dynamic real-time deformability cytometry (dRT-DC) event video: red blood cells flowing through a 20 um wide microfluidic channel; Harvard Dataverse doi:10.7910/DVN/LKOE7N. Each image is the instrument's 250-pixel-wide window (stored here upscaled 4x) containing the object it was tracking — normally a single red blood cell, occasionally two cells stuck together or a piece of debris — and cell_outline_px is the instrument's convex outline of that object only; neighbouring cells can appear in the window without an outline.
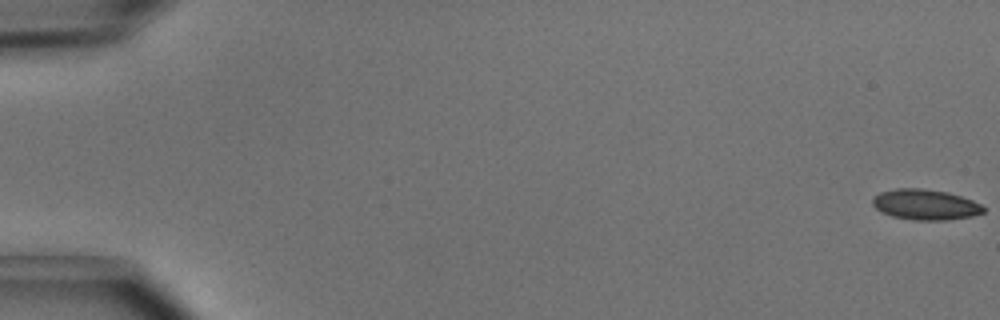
{"species": "common noctule bat (a hibernating species)", "species_latin": "Nyctalus noctula", "temperature_condition": "cold", "stored_images_in_passage": 51, "camera_frame_rate_fps": 3000, "um_per_image_px": 0.085, "animal": {"sex": "male", "body_mass_g": 15.6}, "frame": {"image": 1, "passage_image": 1, "time_ms": 0.0, "image_size_px": [1000, 320], "cell_outline_px": [[984, 212], [972, 216], [948, 220], [912, 220], [892, 216], [876, 208], [872, 204], [872, 200], [880, 192], [896, 188], [924, 188], [948, 192], [972, 200], [980, 204], [984, 208]], "centroid_in_image_um": [78.66, 17.39], "position_along_channel_um": 6.3, "area_um2": 19.65}}
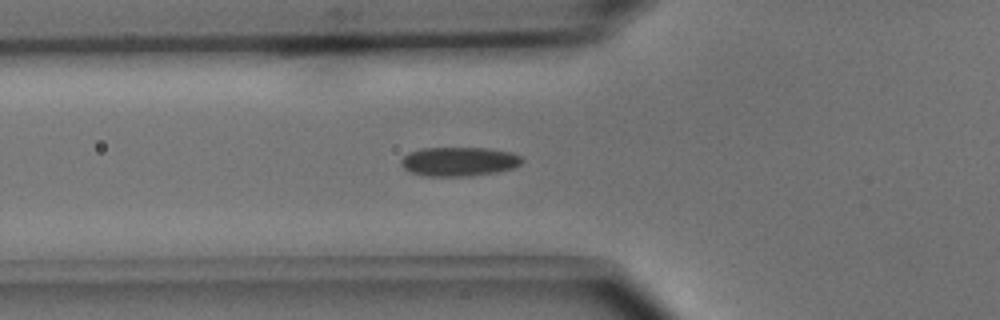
{"frame": {"image": 2, "passage_image": 19, "time_ms": 6.0, "image_size_px": [1000, 320], "cell_outline_px": [[524, 160], [520, 164], [512, 168], [496, 172], [468, 176], [424, 176], [412, 172], [404, 168], [400, 164], [400, 160], [408, 152], [420, 148], [492, 148], [512, 152], [520, 156]], "centroid_in_image_um": [39.01, 13.72], "position_along_channel_um": 86.8, "area_um2": 20.63}}
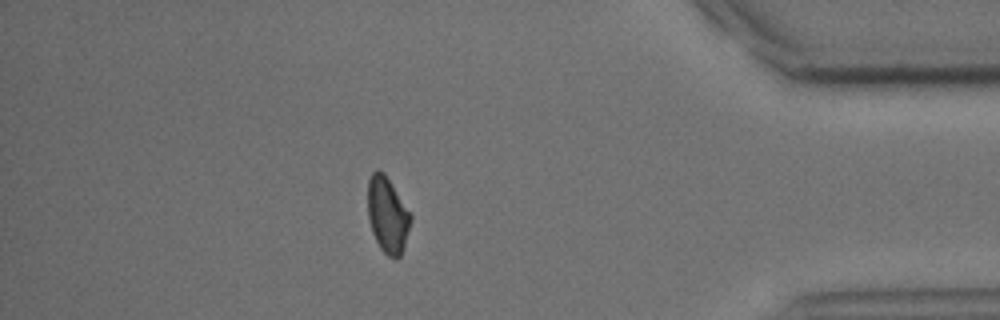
{"frame": {"image": 3, "passage_image": 45, "time_ms": 14.667, "image_size_px": [1000, 320], "cell_outline_px": [[412, 220], [400, 256], [396, 260], [388, 256], [380, 248], [372, 232], [368, 220], [368, 180], [372, 172], [376, 168], [384, 172], [412, 216]], "centroid_in_image_um": [32.92, 18.26], "position_along_channel_um": 402.3, "area_um2": 18.9}, "authors_computed_cell_mechanics": {"area_um2": 19.652, "velocity_mm_per_s": 4.0349, "shape_relaxation_time_tau1_ms": 3.5748, "shape_relaxation_time_tau2_ms": null, "deformation_change_tau1": 0.0839, "deformation_change_tau2": null}}